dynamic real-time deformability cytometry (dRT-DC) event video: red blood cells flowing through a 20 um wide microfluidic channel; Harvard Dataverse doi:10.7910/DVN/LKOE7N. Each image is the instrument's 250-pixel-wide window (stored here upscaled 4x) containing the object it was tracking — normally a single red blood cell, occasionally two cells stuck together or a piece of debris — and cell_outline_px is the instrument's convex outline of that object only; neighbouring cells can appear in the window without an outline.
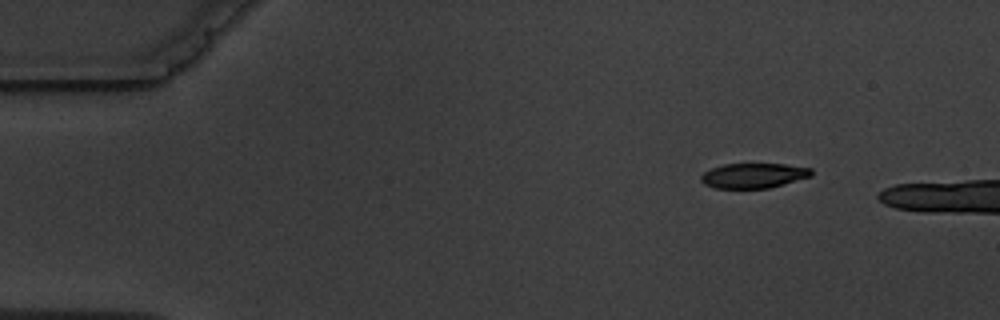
{"species": "common noctule bat (a hibernating species)", "species_latin": "Nyctalus noctula", "temperature_condition": "warm", "stored_images_in_passage": 3, "camera_frame_rate_fps": 3000, "um_per_image_px": 0.085, "animal": {"sex": "male", "body_mass_g": 19.5, "forearm_length_mm": 54.6}, "frame": {"image": 1, "passage_image": 1, "time_ms": 0.0, "image_size_px": [1000, 320], "cell_outline_px": [[812, 176], [784, 184], [768, 188], [716, 188], [704, 184], [700, 180], [700, 176], [704, 172], [712, 168], [724, 164], [784, 164], [812, 168]], "centroid_in_image_um": [64.05, 14.92], "position_along_channel_um": 20.9, "area_um2": 16.01}}